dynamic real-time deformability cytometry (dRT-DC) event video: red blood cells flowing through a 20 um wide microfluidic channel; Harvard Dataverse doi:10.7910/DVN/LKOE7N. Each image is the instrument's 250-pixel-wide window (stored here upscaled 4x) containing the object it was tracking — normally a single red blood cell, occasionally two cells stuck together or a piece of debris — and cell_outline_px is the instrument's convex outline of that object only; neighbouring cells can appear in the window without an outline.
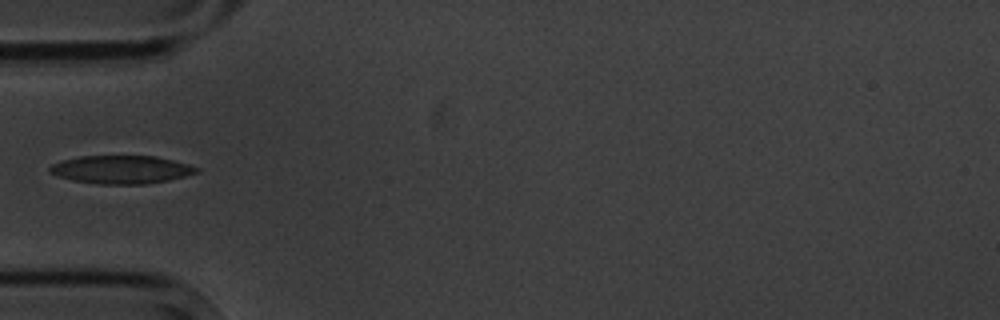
{"species": "common noctule bat (a hibernating species)", "species_latin": "Nyctalus noctula", "temperature_condition": "cold", "stored_images_in_passage": 3, "camera_frame_rate_fps": 3000, "um_per_image_px": 0.085, "animal": {"sex": "male", "body_mass_g": 20.1, "forearm_length_mm": 53.5}, "frame": {"image": 1, "passage_image": 3, "time_ms": 2.667, "image_size_px": [1000, 320], "cell_outline_px": [[200, 172], [168, 180], [144, 184], [96, 184], [72, 180], [56, 176], [48, 172], [48, 168], [52, 164], [64, 160], [80, 156], [156, 156], [188, 164], [200, 168]], "centroid_in_image_um": [10.29, 14.41], "position_along_channel_um": 74.7, "area_um2": 24.1}}